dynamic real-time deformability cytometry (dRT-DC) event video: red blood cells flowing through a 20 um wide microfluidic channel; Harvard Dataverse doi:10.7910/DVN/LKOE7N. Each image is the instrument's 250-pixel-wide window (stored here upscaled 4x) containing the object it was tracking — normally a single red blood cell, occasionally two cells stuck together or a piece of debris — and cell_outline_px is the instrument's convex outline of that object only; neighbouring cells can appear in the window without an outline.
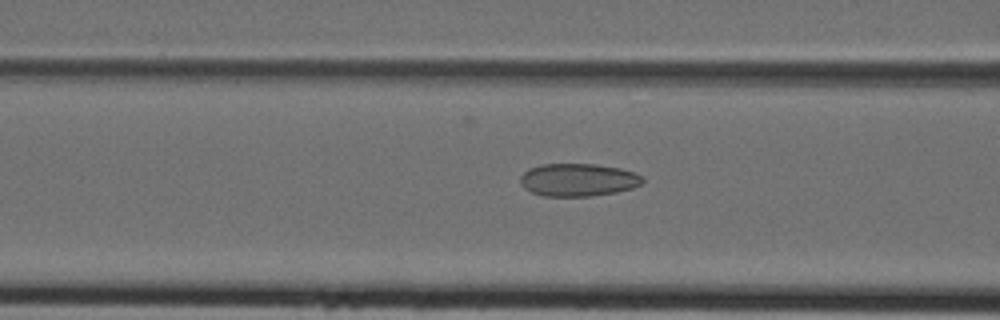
{"species": "Egyptian fruit bat (a non-hibernating species)", "species_latin": "Rousettus aegyptiacus", "temperature_condition": "cold", "stored_images_in_passage": 43, "camera_frame_rate_fps": 3000, "um_per_image_px": 0.085, "animal": {"sex": "female"}, "frame": {"image": 1, "passage_image": 16, "time_ms": 5.0, "image_size_px": [1000, 320], "cell_outline_px": [[644, 180], [640, 184], [632, 188], [616, 192], [592, 196], [544, 196], [532, 192], [524, 188], [520, 184], [520, 176], [528, 168], [540, 164], [596, 164], [620, 168], [644, 176]], "centroid_in_image_um": [49.12, 15.28], "position_along_channel_um": 117.5, "area_um2": 23.47}}
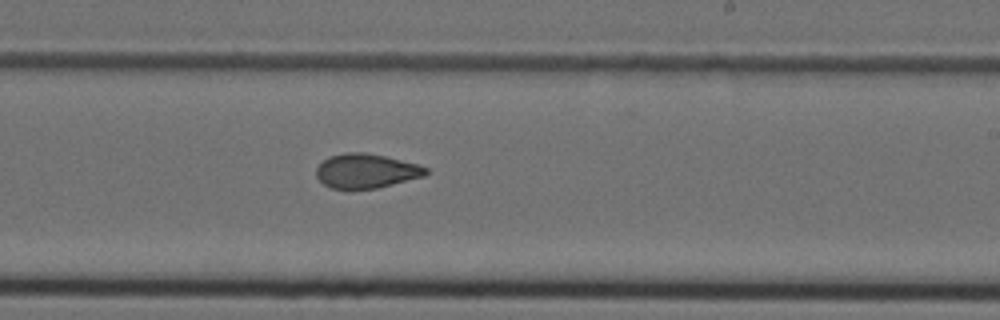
{"frame": {"image": 2, "passage_image": 25, "time_ms": 8.0, "image_size_px": [1000, 320], "cell_outline_px": [[428, 172], [424, 176], [376, 188], [332, 188], [324, 184], [316, 176], [316, 168], [328, 156], [348, 152], [364, 152], [384, 156], [416, 164], [428, 168]], "centroid_in_image_um": [31.1, 14.52], "position_along_channel_um": 257.9, "area_um2": 21.56}}
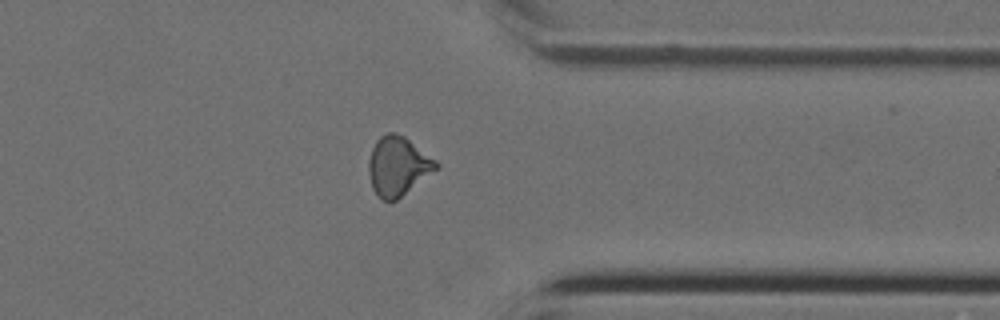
{"frame": {"image": 3, "passage_image": 33, "time_ms": 10.667, "image_size_px": [1000, 320], "cell_outline_px": [[440, 164], [436, 168], [396, 200], [380, 200], [376, 196], [372, 188], [368, 172], [368, 160], [372, 148], [376, 140], [380, 136], [388, 132], [392, 132], [404, 136], [436, 160]], "centroid_in_image_um": [33.76, 14.11], "position_along_channel_um": 377.6, "area_um2": 22.89}}